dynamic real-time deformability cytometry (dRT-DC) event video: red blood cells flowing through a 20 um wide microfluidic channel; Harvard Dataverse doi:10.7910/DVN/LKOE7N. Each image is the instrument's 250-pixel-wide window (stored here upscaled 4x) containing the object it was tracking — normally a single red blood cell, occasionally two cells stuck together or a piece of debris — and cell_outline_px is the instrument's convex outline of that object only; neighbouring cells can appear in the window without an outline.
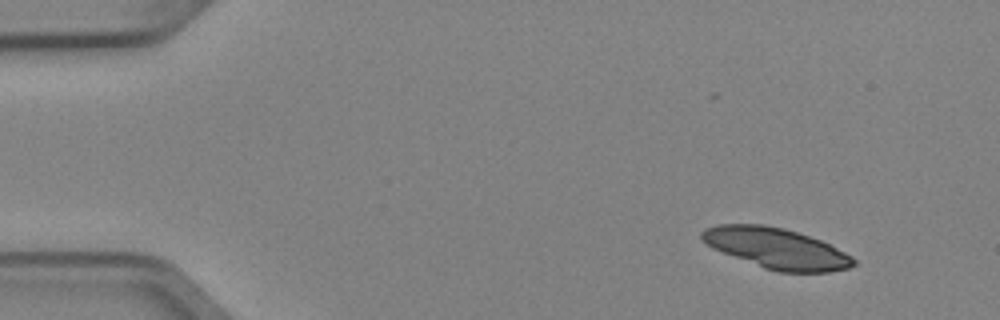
{"species": "Egyptian fruit bat (a non-hibernating species)", "species_latin": "Rousettus aegyptiacus", "temperature_condition": "cold", "stored_images_in_passage": 4, "camera_frame_rate_fps": 3000, "um_per_image_px": 0.085, "animal": {"sex": "female"}, "frame": {"image": 1, "passage_image": 1, "time_ms": 0.0, "image_size_px": [1000, 320], "cell_outline_px": [[856, 264], [848, 268], [828, 272], [780, 272], [764, 268], [712, 248], [700, 240], [700, 232], [704, 228], [716, 224], [764, 224], [784, 228], [820, 240], [852, 256], [856, 260]], "centroid_in_image_um": [65.95, 21.1], "position_along_channel_um": 19.1, "area_um2": 35.78}}